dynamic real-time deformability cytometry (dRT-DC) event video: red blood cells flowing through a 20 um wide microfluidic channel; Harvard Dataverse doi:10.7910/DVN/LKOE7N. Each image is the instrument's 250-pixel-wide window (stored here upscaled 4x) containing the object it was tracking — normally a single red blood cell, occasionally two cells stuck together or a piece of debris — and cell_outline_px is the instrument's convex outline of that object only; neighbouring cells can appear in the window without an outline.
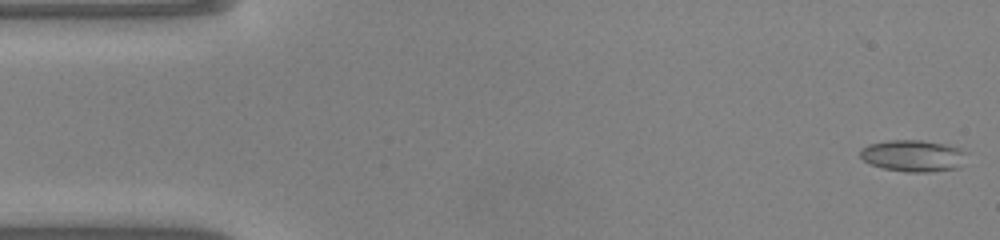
{"species": "common noctule bat (a hibernating species)", "species_latin": "Nyctalus noctula", "temperature_condition": "warm", "stored_images_in_passage": 48, "camera_frame_rate_fps": 3000, "um_per_image_px": 0.085, "animal": {"sex": "male", "body_mass_g": 20.0, "forearm_length_mm": 53.3}, "frame": {"image": 1, "passage_image": 1, "time_ms": 0.0, "image_size_px": [1000, 240], "cell_outline_px": [[968, 152], [956, 168], [928, 172], [904, 172], [884, 168], [868, 164], [860, 156], [860, 148], [868, 144], [888, 140], [924, 140], [944, 144], [960, 148]], "centroid_in_image_um": [77.56, 13.23], "position_along_channel_um": 7.4, "area_um2": 19.65}}
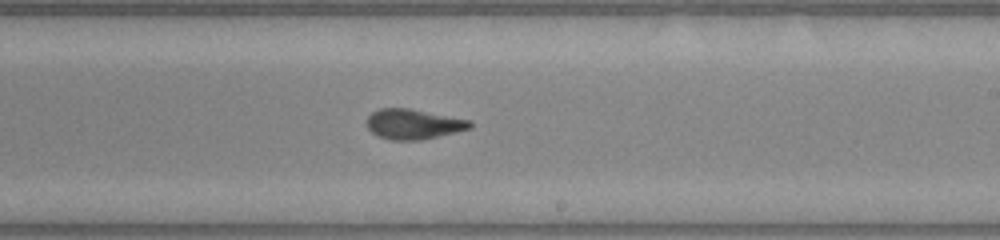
{"frame": {"image": 2, "passage_image": 28, "time_ms": 9.0, "image_size_px": [1000, 240], "cell_outline_px": [[472, 128], [456, 132], [420, 140], [392, 140], [376, 136], [364, 124], [368, 116], [372, 112], [380, 108], [408, 108], [472, 120]], "centroid_in_image_um": [35.12, 10.55], "position_along_channel_um": 253.9, "area_um2": 18.26}}
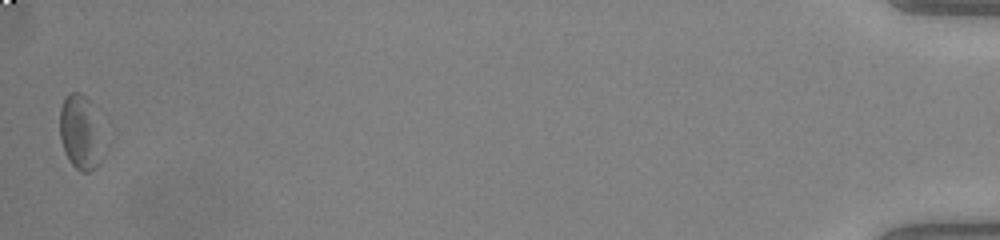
{"frame": {"image": 3, "passage_image": 48, "time_ms": 15.667, "image_size_px": [1000, 240], "cell_outline_px": [[116, 128], [112, 140], [104, 156], [88, 172], [80, 172], [68, 160], [64, 152], [60, 140], [60, 108], [64, 96], [68, 92], [80, 92]], "centroid_in_image_um": [7.12, 11.21], "position_along_channel_um": 428.1, "area_um2": 22.2}, "authors_computed_cell_mechanics": {"area_um2": 18.3804, "velocity_mm_per_s": 4.1248, "shape_relaxation_time_tau1_ms": 6.0033, "shape_relaxation_time_tau2_ms": 2.9069, "deformation_change_tau1": 0.1578, "deformation_change_tau2": 0.116}}